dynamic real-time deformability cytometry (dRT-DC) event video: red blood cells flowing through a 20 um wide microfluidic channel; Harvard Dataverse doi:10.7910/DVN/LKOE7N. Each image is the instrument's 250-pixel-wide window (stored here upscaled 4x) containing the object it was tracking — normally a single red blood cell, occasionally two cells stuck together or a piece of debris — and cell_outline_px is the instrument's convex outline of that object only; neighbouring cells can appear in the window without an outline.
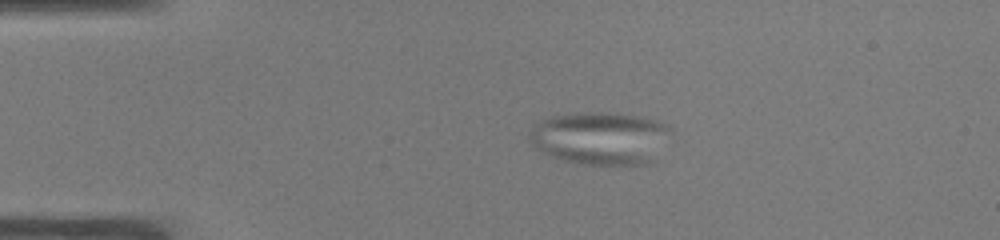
{"species": "common noctule bat (a hibernating species)", "species_latin": "Nyctalus noctula", "temperature_condition": "warm", "stored_images_in_passage": 55, "camera_frame_rate_fps": 3000, "um_per_image_px": 0.085, "animal": {"sex": "male", "body_mass_g": 19.0, "forearm_length_mm": 50.8}, "frame": {"image": 1, "passage_image": 11, "time_ms": 3.333, "image_size_px": [1000, 240], "cell_outline_px": [[668, 128], [648, 164], [584, 164], [564, 160], [552, 156], [540, 148], [528, 136], [528, 132], [544, 120], [552, 116], [576, 112], [600, 112], [636, 116], [656, 120], [664, 124]], "centroid_in_image_um": [50.94, 11.72], "position_along_channel_um": 34.1, "area_um2": 41.56}}